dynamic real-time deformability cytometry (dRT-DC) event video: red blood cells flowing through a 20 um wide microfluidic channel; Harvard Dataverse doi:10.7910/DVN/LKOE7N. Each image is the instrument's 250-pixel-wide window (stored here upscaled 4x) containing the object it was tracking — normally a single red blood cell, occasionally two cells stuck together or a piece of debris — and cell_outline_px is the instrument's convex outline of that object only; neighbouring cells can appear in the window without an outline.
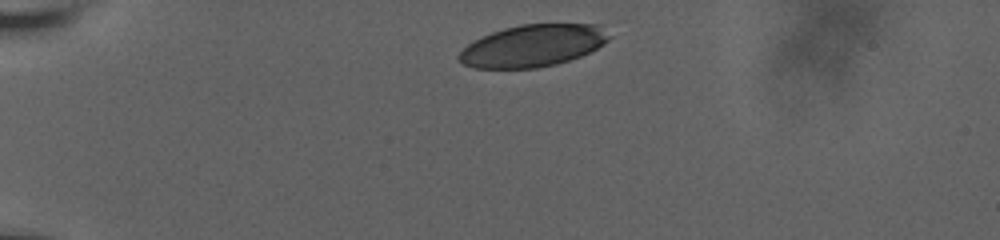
{"species": "human", "species_latin": "Homo sapiens", "temperature_condition": "room temperature", "stored_images_in_passage": 34, "camera_frame_rate_fps": 3000, "um_per_image_px": 0.085, "donor": {"sex": "male"}, "frame": {"image": 1, "passage_image": 1, "time_ms": 0.0, "image_size_px": [1000, 240], "cell_outline_px": [[612, 36], [604, 44], [580, 56], [556, 64], [536, 68], [472, 68], [464, 64], [456, 56], [472, 40], [492, 32], [504, 28], [520, 24], [596, 24]], "centroid_in_image_um": [45.26, 3.88], "position_along_channel_um": 39.7, "area_um2": 36.65}}
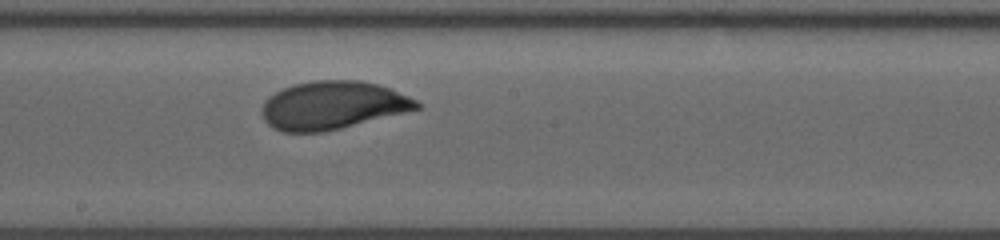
{"frame": {"image": 2, "passage_image": 19, "time_ms": 6.0, "image_size_px": [1000, 240], "cell_outline_px": [[424, 108], [324, 132], [284, 132], [272, 128], [264, 120], [264, 100], [268, 96], [284, 88], [296, 84], [316, 80], [360, 80], [392, 88], [424, 104]], "centroid_in_image_um": [28.34, 8.95], "position_along_channel_um": 219.9, "area_um2": 43.47}}
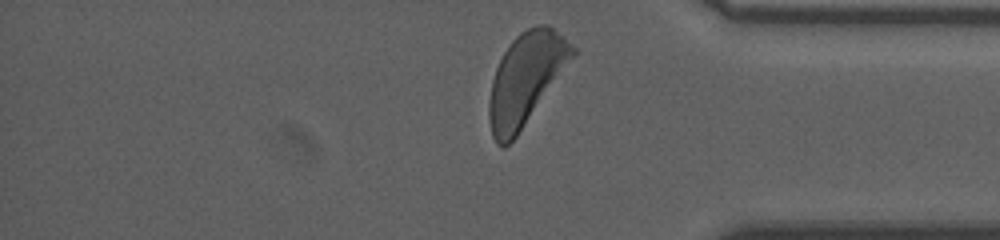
{"frame": {"image": 3, "passage_image": 33, "time_ms": 10.667, "image_size_px": [1000, 240], "cell_outline_px": [[576, 52], [516, 136], [504, 148], [500, 148], [496, 144], [492, 136], [488, 116], [488, 104], [492, 80], [496, 68], [504, 52], [512, 40], [520, 32], [536, 24], [548, 24], [572, 44], [576, 48]], "centroid_in_image_um": [44.65, 6.7], "position_along_channel_um": 390.6, "area_um2": 43.7}, "authors_computed_cell_mechanics": {"area_um2": 43.35, "velocity_mm_per_s": 3.6263, "shape_relaxation_time_tau1_ms": 2.0971, "shape_relaxation_time_tau2_ms": null, "deformation_change_tau1": 0.1362, "deformation_change_tau2": null}}